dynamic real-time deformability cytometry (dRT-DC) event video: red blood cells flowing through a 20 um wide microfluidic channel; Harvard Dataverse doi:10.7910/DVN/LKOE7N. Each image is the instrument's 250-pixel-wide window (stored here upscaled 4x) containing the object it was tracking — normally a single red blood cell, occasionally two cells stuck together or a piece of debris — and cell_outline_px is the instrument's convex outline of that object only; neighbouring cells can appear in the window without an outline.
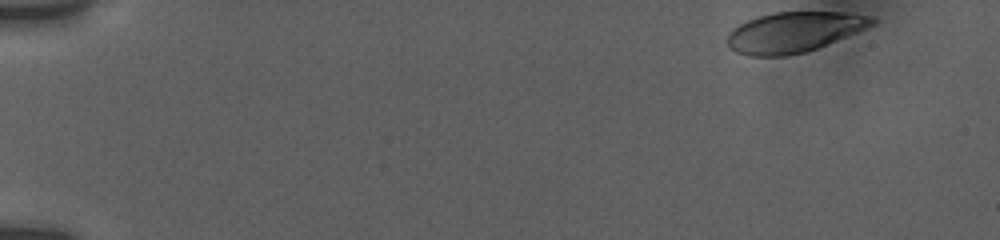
{"species": "human", "species_latin": "Homo sapiens", "temperature_condition": "room temperature", "stored_images_in_passage": 45, "camera_frame_rate_fps": 3000, "um_per_image_px": 0.085, "donor": {"sex": "female"}, "frame": {"image": 1, "passage_image": 1, "time_ms": 0.0, "image_size_px": [1000, 240], "cell_outline_px": [[880, 20], [876, 24], [816, 48], [804, 52], [784, 56], [748, 56], [736, 52], [728, 48], [728, 32], [732, 28], [748, 20], [760, 16], [776, 12], [852, 12], [872, 16]], "centroid_in_image_um": [67.51, 2.72], "position_along_channel_um": 17.5, "area_um2": 34.04}}
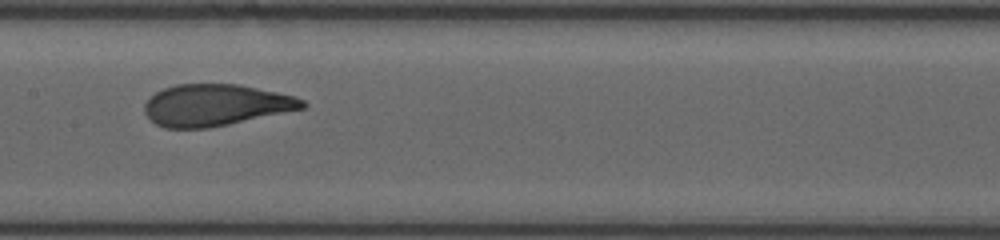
{"frame": {"image": 2, "passage_image": 26, "time_ms": 8.333, "image_size_px": [1000, 240], "cell_outline_px": [[308, 104], [304, 108], [228, 124], [208, 128], [164, 128], [156, 124], [144, 112], [144, 104], [156, 92], [164, 88], [176, 84], [240, 84], [296, 96], [304, 100]], "centroid_in_image_um": [18.33, 8.92], "position_along_channel_um": 189.1, "area_um2": 38.15}}
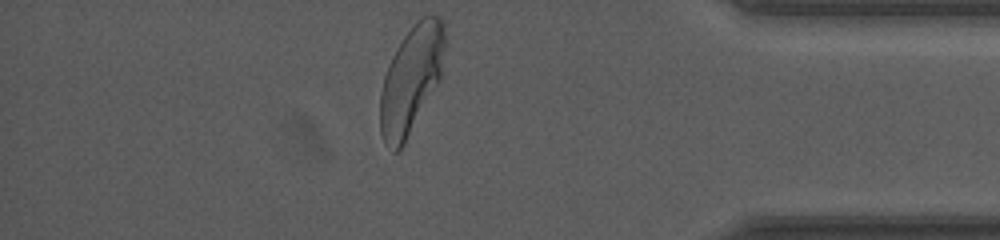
{"frame": {"image": 3, "passage_image": 45, "time_ms": 14.667, "image_size_px": [1000, 240], "cell_outline_px": [[444, 48], [440, 80], [404, 144], [396, 152], [392, 152], [384, 140], [380, 132], [380, 92], [384, 76], [388, 64], [396, 48], [404, 36], [416, 20], [424, 16], [440, 16], [444, 20]], "centroid_in_image_um": [34.94, 6.76], "position_along_channel_um": 400.3, "area_um2": 40.34}, "authors_computed_cell_mechanics": {"area_um2": 38.7838, "velocity_mm_per_s": 3.7456, "shape_relaxation_time_tau1_ms": 3.4577, "shape_relaxation_time_tau2_ms": null, "deformation_change_tau1": 0.1812, "deformation_change_tau2": null}}